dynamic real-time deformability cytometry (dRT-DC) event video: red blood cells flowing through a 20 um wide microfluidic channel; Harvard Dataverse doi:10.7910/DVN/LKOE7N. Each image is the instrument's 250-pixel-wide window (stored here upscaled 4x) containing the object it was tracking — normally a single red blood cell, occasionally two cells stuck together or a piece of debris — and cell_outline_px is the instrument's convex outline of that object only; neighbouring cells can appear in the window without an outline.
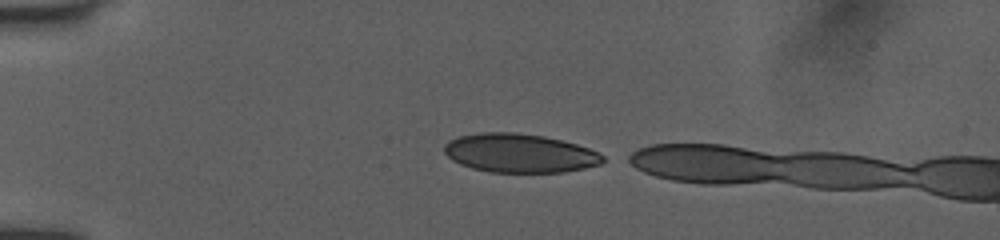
{"species": "human", "species_latin": "Homo sapiens", "temperature_condition": "room temperature", "stored_images_in_passage": 9, "camera_frame_rate_fps": 3000, "um_per_image_px": 0.085, "donor": {"sex": "female"}, "frame": {"image": 1, "passage_image": 1, "time_ms": 0.0, "image_size_px": [1000, 240], "cell_outline_px": [[604, 160], [600, 164], [584, 168], [564, 172], [488, 172], [472, 168], [460, 164], [452, 160], [444, 152], [444, 144], [460, 136], [480, 132], [516, 132], [544, 136], [576, 144], [588, 148], [604, 156]], "centroid_in_image_um": [44.15, 13.02], "position_along_channel_um": 40.9, "area_um2": 35.72}}
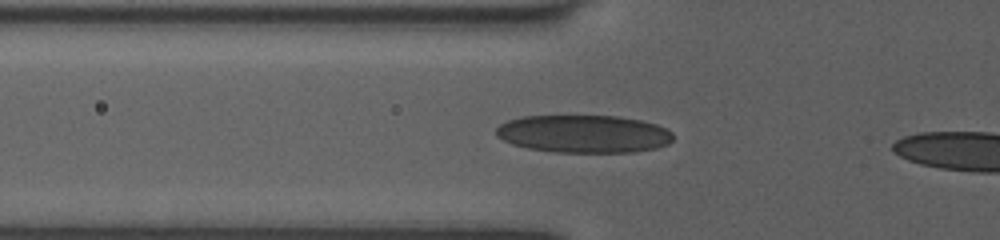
{"frame": {"image": 2, "passage_image": 7, "time_ms": 2.0, "image_size_px": [1000, 240], "cell_outline_px": [[672, 140], [668, 144], [656, 148], [632, 152], [556, 152], [528, 148], [512, 144], [496, 136], [496, 128], [500, 124], [508, 120], [524, 116], [616, 116], [640, 120], [656, 124], [672, 132]], "centroid_in_image_um": [49.6, 11.38], "position_along_channel_um": 76.2, "area_um2": 38.84}}